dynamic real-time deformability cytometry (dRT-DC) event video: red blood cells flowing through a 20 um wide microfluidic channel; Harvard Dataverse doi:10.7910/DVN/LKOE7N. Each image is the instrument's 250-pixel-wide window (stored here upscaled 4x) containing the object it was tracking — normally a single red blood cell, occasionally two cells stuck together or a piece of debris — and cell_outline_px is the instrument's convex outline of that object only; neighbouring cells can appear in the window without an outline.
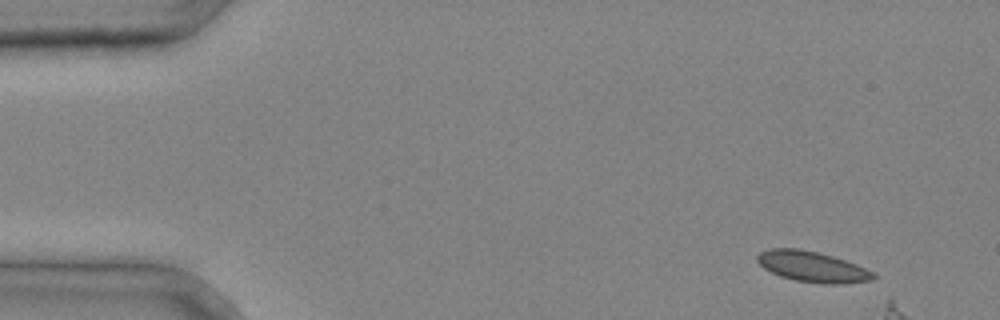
{"species": "common noctule bat (a hibernating species)", "species_latin": "Nyctalus noctula", "temperature_condition": "cold", "stored_images_in_passage": 4, "segment_of_instrument_passage": [1, 2], "camera_frame_rate_fps": 3000, "um_per_image_px": 0.085, "animal": {"sex": "male", "body_mass_g": 20.4}, "frame": {"image": 1, "passage_image": 1, "time_ms": 0.0, "image_size_px": [1000, 320], "cell_outline_px": [[880, 276], [872, 280], [840, 284], [824, 284], [796, 280], [780, 276], [764, 268], [756, 260], [756, 256], [760, 252], [768, 248], [800, 248], [832, 256], [856, 264], [876, 272]], "centroid_in_image_um": [69.08, 22.67], "position_along_channel_um": 15.9, "area_um2": 20.87}}